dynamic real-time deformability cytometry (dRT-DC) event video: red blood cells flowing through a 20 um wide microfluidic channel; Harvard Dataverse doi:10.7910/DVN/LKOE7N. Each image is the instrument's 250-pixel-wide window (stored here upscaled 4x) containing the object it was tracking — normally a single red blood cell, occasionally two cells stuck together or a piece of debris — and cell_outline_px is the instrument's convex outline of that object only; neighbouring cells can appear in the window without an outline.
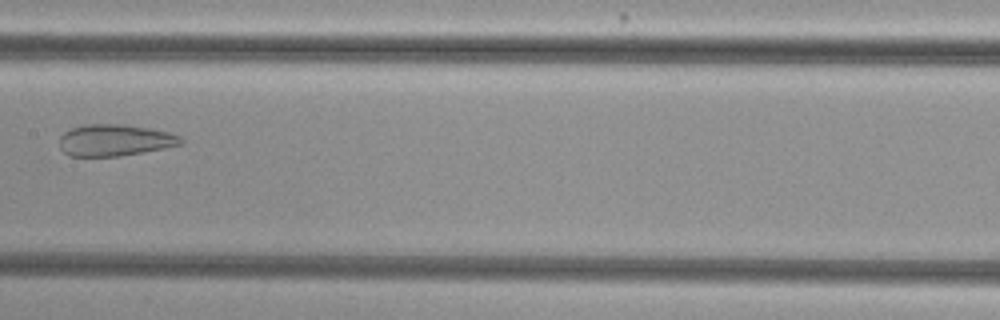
{"species": "common noctule bat (a hibernating species)", "species_latin": "Nyctalus noctula", "temperature_condition": "cold", "stored_images_in_passage": 6, "camera_frame_rate_fps": 3000, "um_per_image_px": 0.085, "animal": {"sex": "female", "body_mass_g": 29.2, "forearm_length_mm": 56.3}, "frame": {"image": 1, "passage_image": 6, "time_ms": 1.667, "image_size_px": [1000, 320], "cell_outline_px": [[184, 144], [164, 148], [120, 156], [68, 156], [60, 148], [60, 136], [64, 132], [72, 128], [84, 124], [124, 124], [148, 128], [168, 132], [180, 136], [184, 140]], "centroid_in_image_um": [9.76, 11.91], "position_along_channel_um": 197.6, "area_um2": 22.43}}